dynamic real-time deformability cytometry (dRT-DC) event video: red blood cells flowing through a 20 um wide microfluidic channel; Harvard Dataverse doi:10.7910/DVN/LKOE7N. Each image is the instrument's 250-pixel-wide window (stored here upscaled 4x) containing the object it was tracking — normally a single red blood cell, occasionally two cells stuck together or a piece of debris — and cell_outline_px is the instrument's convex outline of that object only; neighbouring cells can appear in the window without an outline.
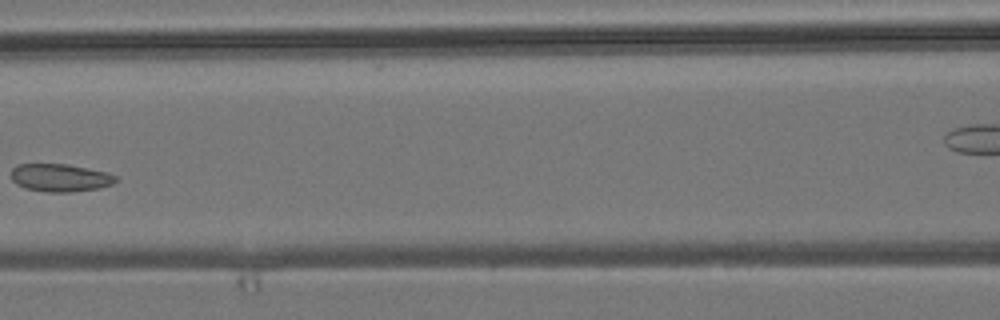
{"species": "common noctule bat (a hibernating species)", "species_latin": "Nyctalus noctula", "temperature_condition": "room temperature", "stored_images_in_passage": 8, "segment_of_instrument_passage": [1, 2], "camera_frame_rate_fps": 3000, "um_per_image_px": 0.085, "animal": {"sex": "male", "body_mass_g": 19.2, "forearm_length_mm": 51.8}, "frame": {"image": 1, "passage_image": 6, "time_ms": 6.0, "image_size_px": [1000, 320], "cell_outline_px": [[120, 180], [112, 184], [100, 188], [72, 192], [48, 192], [24, 188], [16, 184], [12, 180], [12, 168], [16, 164], [68, 164], [108, 172], [116, 176]], "centroid_in_image_um": [5.14, 15.11], "position_along_channel_um": 161.5, "area_um2": 17.17}}
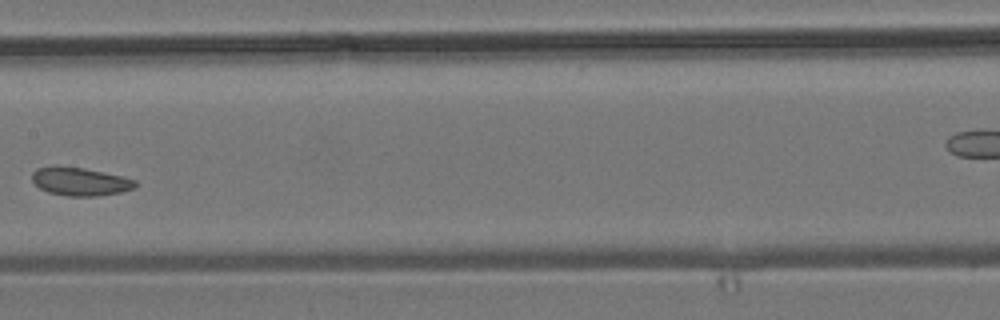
{"frame": {"image": 2, "passage_image": 7, "time_ms": 7.0, "image_size_px": [1000, 320], "cell_outline_px": [[136, 188], [120, 192], [96, 196], [68, 196], [48, 192], [40, 188], [32, 180], [32, 172], [36, 168], [52, 164], [56, 164], [84, 168], [120, 176], [136, 180]], "centroid_in_image_um": [6.75, 15.4], "position_along_channel_um": 200.6, "area_um2": 17.17}}